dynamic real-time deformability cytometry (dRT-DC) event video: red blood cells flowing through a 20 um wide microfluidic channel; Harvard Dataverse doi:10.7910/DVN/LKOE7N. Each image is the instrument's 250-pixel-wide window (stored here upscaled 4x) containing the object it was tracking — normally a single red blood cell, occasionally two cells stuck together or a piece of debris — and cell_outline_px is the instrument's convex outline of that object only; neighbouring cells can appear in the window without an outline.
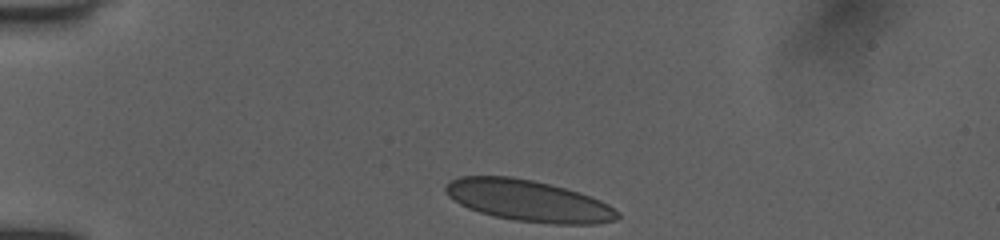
{"species": "human", "species_latin": "Homo sapiens", "temperature_condition": "room temperature", "stored_images_in_passage": 16, "camera_frame_rate_fps": 3000, "um_per_image_px": 0.085, "donor": {"sex": "female"}, "frame": {"image": 1, "passage_image": 1, "time_ms": 0.0, "image_size_px": [1000, 240], "cell_outline_px": [[620, 216], [616, 220], [596, 224], [552, 224], [516, 220], [492, 216], [468, 208], [460, 204], [444, 188], [452, 180], [460, 176], [512, 176], [532, 180], [580, 192], [600, 200], [608, 204], [620, 212]], "centroid_in_image_um": [44.98, 17.07], "position_along_channel_um": 40.0, "area_um2": 41.15}}
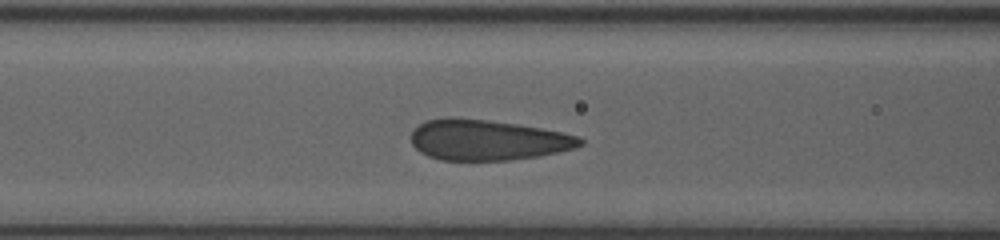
{"frame": {"image": 2, "passage_image": 10, "time_ms": 3.333, "image_size_px": [1000, 240], "cell_outline_px": [[584, 144], [560, 152], [540, 156], [508, 160], [440, 160], [428, 156], [420, 152], [412, 144], [412, 132], [420, 124], [428, 120], [448, 116], [452, 116], [488, 120], [520, 124], [580, 136], [584, 140]], "centroid_in_image_um": [41.45, 11.89], "position_along_channel_um": 125.2, "area_um2": 40.11}}
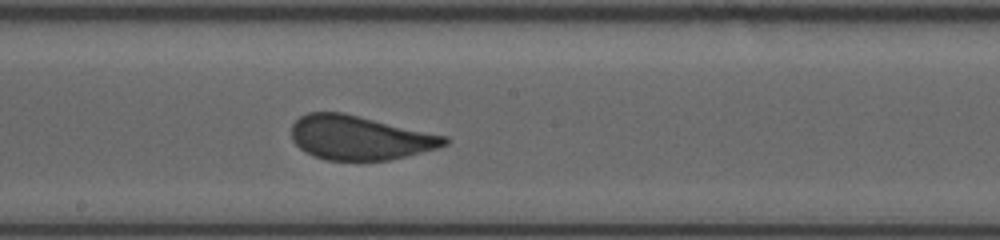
{"frame": {"image": 3, "passage_image": 16, "time_ms": 5.667, "image_size_px": [1000, 240], "cell_outline_px": [[448, 144], [436, 148], [388, 160], [324, 160], [312, 156], [300, 148], [292, 140], [292, 124], [300, 116], [308, 112], [344, 112], [448, 136]], "centroid_in_image_um": [30.55, 11.69], "position_along_channel_um": 217.6, "area_um2": 39.42}}